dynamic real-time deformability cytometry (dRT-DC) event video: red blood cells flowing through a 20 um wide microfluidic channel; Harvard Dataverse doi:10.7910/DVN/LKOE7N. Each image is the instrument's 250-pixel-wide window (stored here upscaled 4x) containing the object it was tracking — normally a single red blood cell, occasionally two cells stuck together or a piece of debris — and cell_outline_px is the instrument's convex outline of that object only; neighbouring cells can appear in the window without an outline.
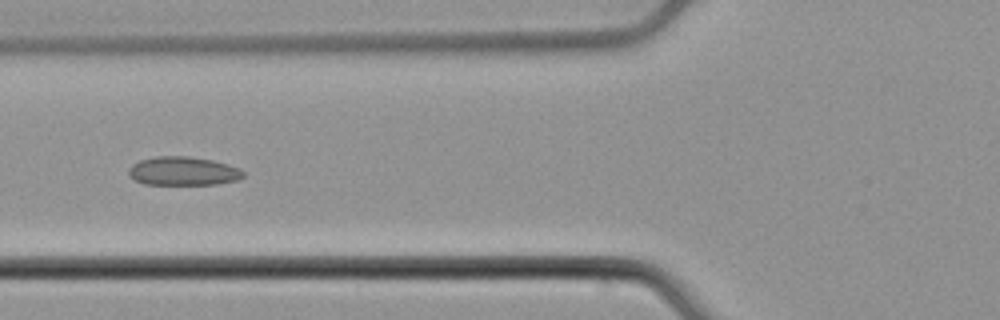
{"species": "common noctule bat (a hibernating species)", "species_latin": "Nyctalus noctula", "temperature_condition": "cold", "stored_images_in_passage": 6, "camera_frame_rate_fps": 3000, "um_per_image_px": 0.085, "animal": {"sex": "male", "body_mass_g": 21.5, "forearm_length_mm": 52.0}, "frame": {"image": 1, "passage_image": 6, "time_ms": 1.667, "image_size_px": [1000, 320], "cell_outline_px": [[244, 176], [236, 180], [216, 184], [144, 184], [128, 176], [128, 168], [132, 164], [140, 160], [156, 156], [188, 156], [212, 160], [228, 164], [240, 168], [244, 172]], "centroid_in_image_um": [15.55, 14.53], "position_along_channel_um": 110.3, "area_um2": 19.19}}